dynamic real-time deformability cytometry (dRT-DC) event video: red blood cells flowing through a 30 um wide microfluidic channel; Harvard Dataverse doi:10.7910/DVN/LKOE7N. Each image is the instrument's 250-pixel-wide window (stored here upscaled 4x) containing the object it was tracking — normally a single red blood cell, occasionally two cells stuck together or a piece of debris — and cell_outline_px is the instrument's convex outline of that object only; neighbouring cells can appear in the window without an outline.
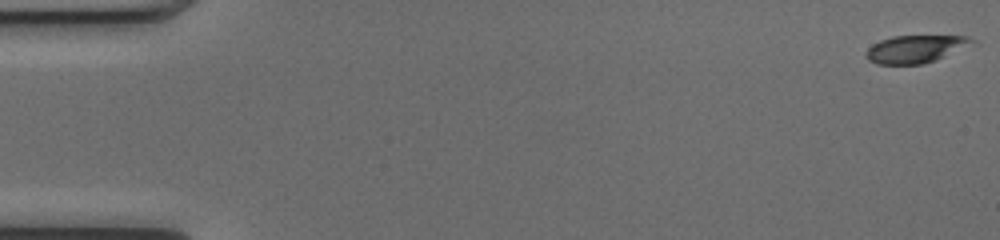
{"species": "common noctule bat (a hibernating species)", "species_latin": "Nyctalus noctula", "temperature_condition": "cold", "stored_images_in_passage": 52, "camera_frame_rate_fps": 3000, "um_per_image_px": 0.085, "animal": {"sex": "female", "body_mass_g": 17.0, "forearm_length_mm": 48.0}, "frame": {"image": 1, "passage_image": 1, "time_ms": 0.0, "image_size_px": [1000, 240], "cell_outline_px": [[980, 44], [936, 60], [924, 64], [876, 64], [868, 60], [868, 48], [872, 44], [880, 40], [892, 36], [968, 36], [976, 40]], "centroid_in_image_um": [77.96, 4.16], "position_along_channel_um": 7.0, "area_um2": 17.46}}
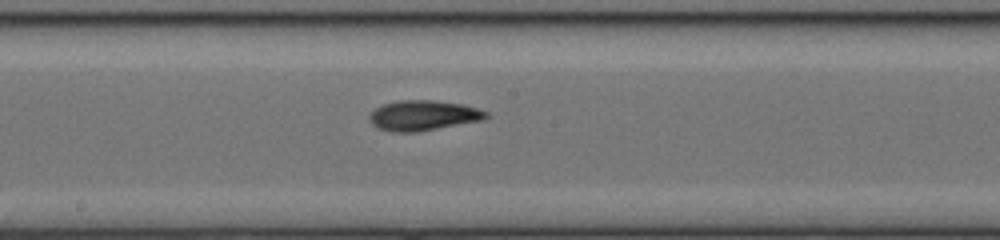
{"frame": {"image": 2, "passage_image": 28, "time_ms": 9.0, "image_size_px": [1000, 240], "cell_outline_px": [[488, 116], [484, 120], [416, 132], [392, 132], [380, 128], [372, 124], [368, 120], [368, 116], [376, 108], [384, 104], [400, 100], [432, 100], [464, 104], [488, 112]], "centroid_in_image_um": [35.98, 9.81], "position_along_channel_um": 212.2, "area_um2": 20.46}}
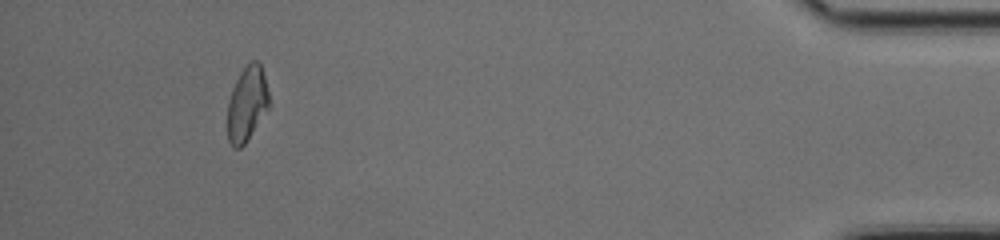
{"frame": {"image": 3, "passage_image": 48, "time_ms": 15.667, "image_size_px": [1000, 240], "cell_outline_px": [[268, 108], [244, 144], [240, 148], [232, 148], [228, 140], [228, 100], [232, 88], [240, 72], [252, 60], [256, 60], [260, 64], [264, 76], [268, 92]], "centroid_in_image_um": [20.97, 8.83], "position_along_channel_um": 414.2, "area_um2": 17.74}, "authors_computed_cell_mechanics": {"area_um2": 18.8428, "velocity_mm_per_s": 4.0493, "shape_relaxation_time_tau1_ms": 4.0695, "shape_relaxation_time_tau2_ms": 6.824, "deformation_change_tau1": 0.1443, "deformation_change_tau2": 0.1449}}